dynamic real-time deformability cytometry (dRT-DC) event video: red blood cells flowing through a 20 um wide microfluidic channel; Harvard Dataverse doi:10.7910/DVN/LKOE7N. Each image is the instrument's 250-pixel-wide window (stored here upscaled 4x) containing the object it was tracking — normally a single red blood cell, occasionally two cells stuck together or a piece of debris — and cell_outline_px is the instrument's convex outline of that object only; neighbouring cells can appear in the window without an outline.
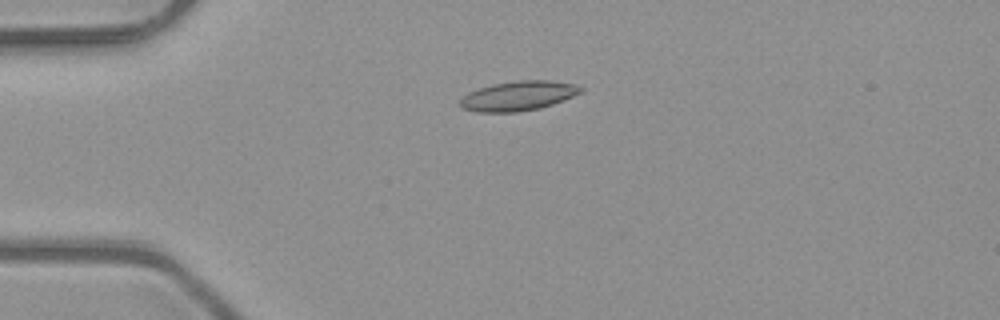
{"species": "common noctule bat (a hibernating species)", "species_latin": "Nyctalus noctula", "temperature_condition": "room temperature", "stored_images_in_passage": 5, "camera_frame_rate_fps": 3000, "um_per_image_px": 0.085, "animal": {"sex": "male", "body_mass_g": 23.1, "forearm_length_mm": 52.7}, "frame": {"image": 1, "passage_image": 3, "time_ms": 0.667, "image_size_px": [1000, 320], "cell_outline_px": [[584, 92], [564, 100], [540, 108], [516, 112], [476, 112], [460, 108], [456, 104], [468, 92], [492, 84], [516, 80], [548, 80], [572, 84], [584, 88]], "centroid_in_image_um": [44.02, 8.15], "position_along_channel_um": 41.0, "area_um2": 20.98}}
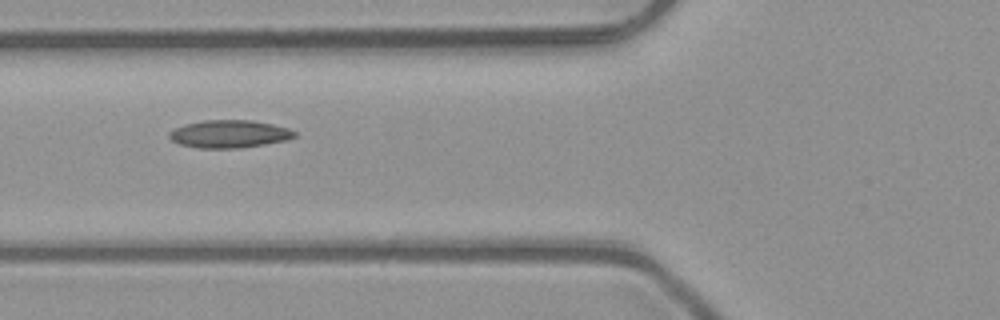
{"frame": {"image": 2, "passage_image": 5, "time_ms": 1.333, "image_size_px": [1000, 320], "cell_outline_px": [[296, 136], [288, 140], [240, 148], [200, 148], [180, 144], [172, 140], [168, 136], [168, 132], [172, 128], [184, 124], [204, 120], [252, 120], [272, 124], [288, 128], [296, 132]], "centroid_in_image_um": [19.47, 11.38], "position_along_channel_um": 106.3, "area_um2": 20.35}}